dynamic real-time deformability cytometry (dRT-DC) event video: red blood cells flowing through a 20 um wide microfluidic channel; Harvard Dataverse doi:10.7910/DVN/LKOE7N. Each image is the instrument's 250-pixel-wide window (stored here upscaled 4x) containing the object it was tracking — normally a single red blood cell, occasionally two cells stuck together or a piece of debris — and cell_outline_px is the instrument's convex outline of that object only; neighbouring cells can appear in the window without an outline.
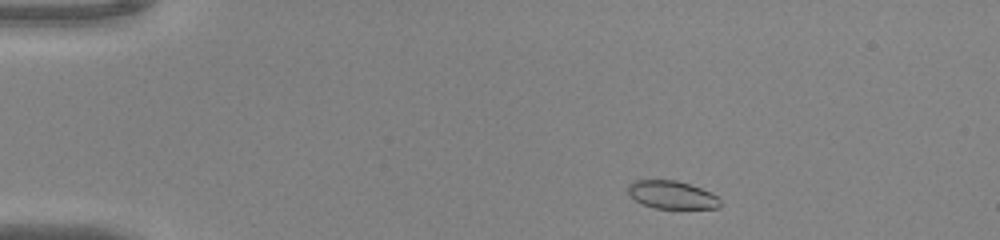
{"species": "common noctule bat (a hibernating species)", "species_latin": "Nyctalus noctula", "temperature_condition": "warm", "stored_images_in_passage": 44, "camera_frame_rate_fps": 3000, "um_per_image_px": 0.085, "animal": {"sex": "male", "body_mass_g": 20.0, "forearm_length_mm": 53.3}, "frame": {"image": 1, "passage_image": 2, "time_ms": 0.333, "image_size_px": [1000, 240], "cell_outline_px": [[720, 208], [656, 208], [644, 204], [636, 200], [628, 192], [628, 184], [632, 180], [676, 180], [700, 188], [716, 196], [720, 200]], "centroid_in_image_um": [57.09, 16.55], "position_along_channel_um": 27.9, "area_um2": 14.74}}
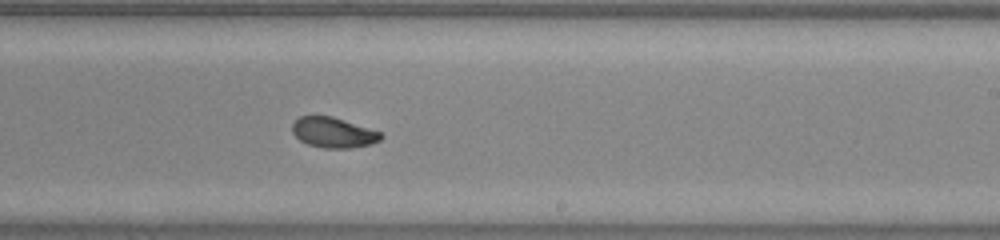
{"frame": {"image": 2, "passage_image": 25, "time_ms": 8.0, "image_size_px": [1000, 240], "cell_outline_px": [[384, 136], [380, 140], [372, 144], [352, 148], [324, 148], [308, 144], [300, 140], [292, 132], [292, 124], [300, 116], [332, 116], [380, 132]], "centroid_in_image_um": [28.34, 11.27], "position_along_channel_um": 260.7, "area_um2": 15.55}}
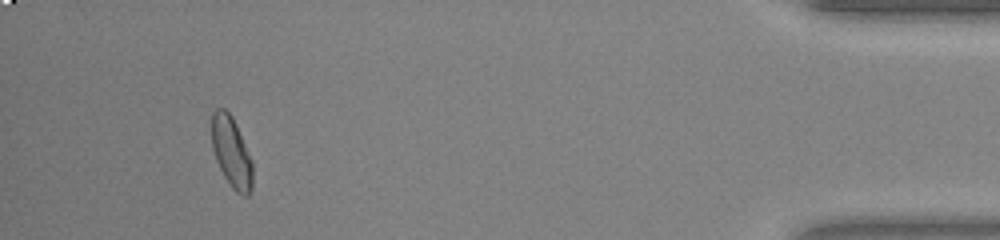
{"frame": {"image": 3, "passage_image": 41, "time_ms": 13.333, "image_size_px": [1000, 240], "cell_outline_px": [[252, 188], [248, 196], [244, 196], [236, 192], [232, 188], [224, 176], [216, 160], [212, 148], [212, 112], [216, 108], [224, 108], [232, 116], [236, 124], [252, 160]], "centroid_in_image_um": [19.67, 12.93], "position_along_channel_um": 415.5, "area_um2": 16.82}, "authors_computed_cell_mechanics": {"area_um2": 16.1262, "velocity_mm_per_s": 4.0587, "shape_relaxation_time_tau1_ms": 7.0523, "shape_relaxation_time_tau2_ms": 2.9062, "deformation_change_tau1": 0.2255, "deformation_change_tau2": 0.0592}}